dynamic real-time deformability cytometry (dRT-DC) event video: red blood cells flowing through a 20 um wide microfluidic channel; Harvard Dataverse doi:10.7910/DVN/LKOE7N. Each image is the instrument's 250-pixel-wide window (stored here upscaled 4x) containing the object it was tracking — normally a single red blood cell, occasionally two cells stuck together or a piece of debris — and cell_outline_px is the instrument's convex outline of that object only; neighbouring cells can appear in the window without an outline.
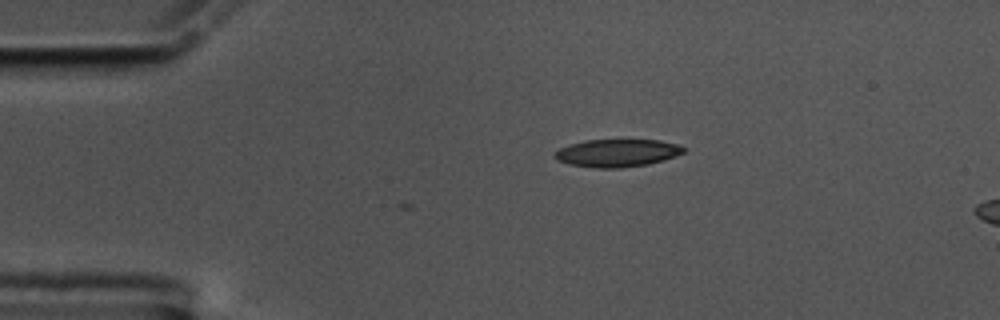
{"species": "common noctule bat (a hibernating species)", "species_latin": "Nyctalus noctula", "temperature_condition": "cold", "stored_images_in_passage": 2, "camera_frame_rate_fps": 3000, "um_per_image_px": 0.085, "animal": {"sex": "male", "body_mass_g": 17.5, "forearm_length_mm": 52.3}, "frame": {"image": 1, "passage_image": 2, "time_ms": 0.333, "image_size_px": [1000, 320], "cell_outline_px": [[688, 148], [684, 152], [664, 160], [648, 164], [620, 168], [596, 168], [568, 164], [556, 160], [552, 156], [560, 148], [568, 144], [584, 140], [660, 140], [676, 144]], "centroid_in_image_um": [52.43, 13.0], "position_along_channel_um": 32.6, "area_um2": 20.92}}